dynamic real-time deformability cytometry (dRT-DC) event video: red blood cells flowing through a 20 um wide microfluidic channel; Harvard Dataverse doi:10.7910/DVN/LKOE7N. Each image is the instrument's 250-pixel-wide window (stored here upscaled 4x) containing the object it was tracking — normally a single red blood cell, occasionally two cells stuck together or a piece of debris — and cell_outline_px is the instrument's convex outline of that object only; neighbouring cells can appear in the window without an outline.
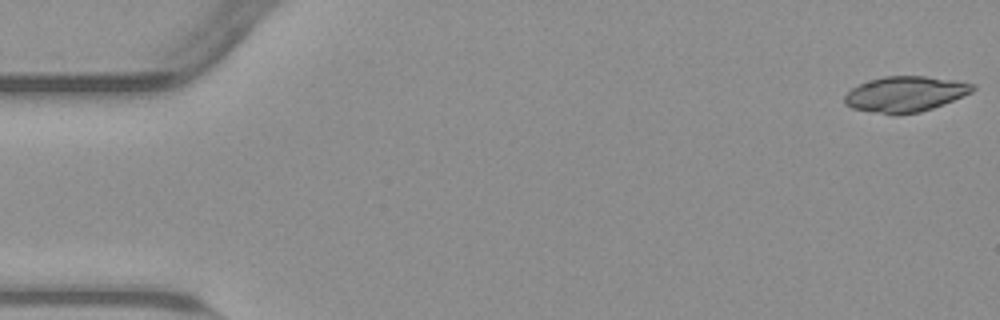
{"species": "common noctule bat (a hibernating species)", "species_latin": "Nyctalus noctula", "temperature_condition": "warm", "stored_images_in_passage": 54, "camera_frame_rate_fps": 3000, "um_per_image_px": 0.085, "animal": {"sex": "male", "body_mass_g": 23.1, "forearm_length_mm": 52.7}, "frame": {"image": 1, "passage_image": 1, "time_ms": 0.0, "image_size_px": [1000, 320], "cell_outline_px": [[976, 88], [972, 92], [964, 96], [944, 104], [920, 112], [896, 116], [892, 116], [852, 108], [844, 104], [844, 96], [852, 88], [860, 84], [884, 76], [924, 76], [956, 80], [976, 84]], "centroid_in_image_um": [76.97, 8.01], "position_along_channel_um": 8.0, "area_um2": 26.82}}